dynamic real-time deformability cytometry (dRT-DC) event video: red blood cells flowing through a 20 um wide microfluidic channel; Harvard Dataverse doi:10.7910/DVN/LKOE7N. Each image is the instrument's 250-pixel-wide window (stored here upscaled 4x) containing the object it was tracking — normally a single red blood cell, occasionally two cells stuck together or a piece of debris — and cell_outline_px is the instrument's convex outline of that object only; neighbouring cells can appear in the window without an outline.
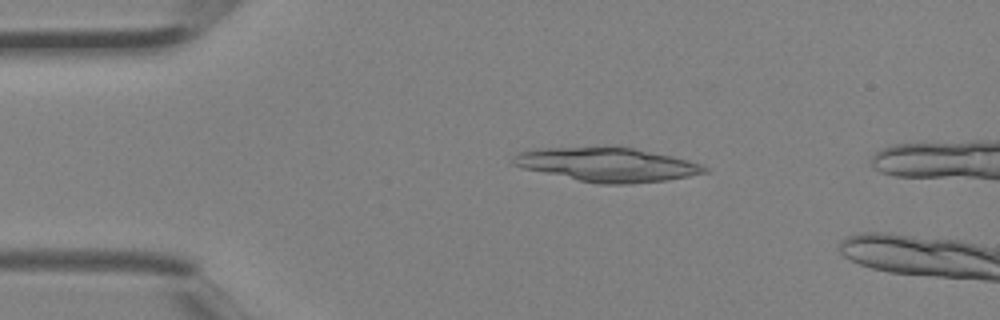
{"species": "Egyptian fruit bat (a non-hibernating species)", "species_latin": "Rousettus aegyptiacus", "temperature_condition": "room temperature", "stored_images_in_passage": 3, "camera_frame_rate_fps": 3000, "um_per_image_px": 0.085, "animal": {"sex": "female"}, "frame": {"image": 1, "passage_image": 2, "time_ms": 0.333, "image_size_px": [1000, 320], "cell_outline_px": [[708, 172], [688, 176], [664, 180], [628, 184], [600, 184], [580, 180], [524, 168], [512, 164], [508, 160], [516, 152], [528, 148], [604, 144], [620, 144], [672, 156], [704, 164], [708, 168]], "centroid_in_image_um": [51.54, 13.92], "position_along_channel_um": 33.5, "area_um2": 39.36}}